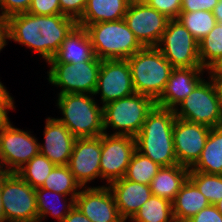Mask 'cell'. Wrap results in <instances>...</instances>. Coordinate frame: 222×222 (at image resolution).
Here are the masks:
<instances>
[{"label": "cell", "instance_id": "1", "mask_svg": "<svg viewBox=\"0 0 222 222\" xmlns=\"http://www.w3.org/2000/svg\"><path fill=\"white\" fill-rule=\"evenodd\" d=\"M8 39L25 45L51 61L77 22L62 14L34 15L28 12L7 18Z\"/></svg>", "mask_w": 222, "mask_h": 222}, {"label": "cell", "instance_id": "2", "mask_svg": "<svg viewBox=\"0 0 222 222\" xmlns=\"http://www.w3.org/2000/svg\"><path fill=\"white\" fill-rule=\"evenodd\" d=\"M174 110L157 105L135 136L136 150L161 167L178 164L173 143Z\"/></svg>", "mask_w": 222, "mask_h": 222}, {"label": "cell", "instance_id": "3", "mask_svg": "<svg viewBox=\"0 0 222 222\" xmlns=\"http://www.w3.org/2000/svg\"><path fill=\"white\" fill-rule=\"evenodd\" d=\"M135 93L155 102L165 90L173 66L157 47H143L127 59Z\"/></svg>", "mask_w": 222, "mask_h": 222}, {"label": "cell", "instance_id": "4", "mask_svg": "<svg viewBox=\"0 0 222 222\" xmlns=\"http://www.w3.org/2000/svg\"><path fill=\"white\" fill-rule=\"evenodd\" d=\"M57 105L64 115L57 120L64 124L75 138L98 137L106 132L103 127V107L97 106L91 95H58Z\"/></svg>", "mask_w": 222, "mask_h": 222}, {"label": "cell", "instance_id": "5", "mask_svg": "<svg viewBox=\"0 0 222 222\" xmlns=\"http://www.w3.org/2000/svg\"><path fill=\"white\" fill-rule=\"evenodd\" d=\"M85 29L100 60H127L143 48L124 19L90 24Z\"/></svg>", "mask_w": 222, "mask_h": 222}, {"label": "cell", "instance_id": "6", "mask_svg": "<svg viewBox=\"0 0 222 222\" xmlns=\"http://www.w3.org/2000/svg\"><path fill=\"white\" fill-rule=\"evenodd\" d=\"M211 82L202 80L175 109L179 119L202 124L210 128L222 126V95L218 82L210 75Z\"/></svg>", "mask_w": 222, "mask_h": 222}, {"label": "cell", "instance_id": "7", "mask_svg": "<svg viewBox=\"0 0 222 222\" xmlns=\"http://www.w3.org/2000/svg\"><path fill=\"white\" fill-rule=\"evenodd\" d=\"M155 105L152 98L138 93L107 103L102 106L104 131L111 126L116 130L113 135L135 137Z\"/></svg>", "mask_w": 222, "mask_h": 222}, {"label": "cell", "instance_id": "8", "mask_svg": "<svg viewBox=\"0 0 222 222\" xmlns=\"http://www.w3.org/2000/svg\"><path fill=\"white\" fill-rule=\"evenodd\" d=\"M1 198L5 222H38L35 188L16 172L1 178Z\"/></svg>", "mask_w": 222, "mask_h": 222}, {"label": "cell", "instance_id": "9", "mask_svg": "<svg viewBox=\"0 0 222 222\" xmlns=\"http://www.w3.org/2000/svg\"><path fill=\"white\" fill-rule=\"evenodd\" d=\"M101 63L102 60L98 57L74 64L48 62L51 65V69L48 72L47 79L49 83L62 87L58 95L71 93L94 95Z\"/></svg>", "mask_w": 222, "mask_h": 222}, {"label": "cell", "instance_id": "10", "mask_svg": "<svg viewBox=\"0 0 222 222\" xmlns=\"http://www.w3.org/2000/svg\"><path fill=\"white\" fill-rule=\"evenodd\" d=\"M156 47L173 68L202 67L198 41L178 19H169Z\"/></svg>", "mask_w": 222, "mask_h": 222}, {"label": "cell", "instance_id": "11", "mask_svg": "<svg viewBox=\"0 0 222 222\" xmlns=\"http://www.w3.org/2000/svg\"><path fill=\"white\" fill-rule=\"evenodd\" d=\"M39 145L27 131L13 127L9 118L0 125V163L7 165L5 172H17L40 153Z\"/></svg>", "mask_w": 222, "mask_h": 222}, {"label": "cell", "instance_id": "12", "mask_svg": "<svg viewBox=\"0 0 222 222\" xmlns=\"http://www.w3.org/2000/svg\"><path fill=\"white\" fill-rule=\"evenodd\" d=\"M124 21L143 47H156L169 19L143 0H131Z\"/></svg>", "mask_w": 222, "mask_h": 222}, {"label": "cell", "instance_id": "13", "mask_svg": "<svg viewBox=\"0 0 222 222\" xmlns=\"http://www.w3.org/2000/svg\"><path fill=\"white\" fill-rule=\"evenodd\" d=\"M136 150L135 137L129 135H101V178L111 182L124 177L131 157Z\"/></svg>", "mask_w": 222, "mask_h": 222}, {"label": "cell", "instance_id": "14", "mask_svg": "<svg viewBox=\"0 0 222 222\" xmlns=\"http://www.w3.org/2000/svg\"><path fill=\"white\" fill-rule=\"evenodd\" d=\"M101 93L102 106L135 93L127 60H102L94 95Z\"/></svg>", "mask_w": 222, "mask_h": 222}, {"label": "cell", "instance_id": "15", "mask_svg": "<svg viewBox=\"0 0 222 222\" xmlns=\"http://www.w3.org/2000/svg\"><path fill=\"white\" fill-rule=\"evenodd\" d=\"M210 127L176 117L173 143L178 164L191 168L199 159L210 133Z\"/></svg>", "mask_w": 222, "mask_h": 222}, {"label": "cell", "instance_id": "16", "mask_svg": "<svg viewBox=\"0 0 222 222\" xmlns=\"http://www.w3.org/2000/svg\"><path fill=\"white\" fill-rule=\"evenodd\" d=\"M101 135L76 138L68 167L81 188L95 178H101Z\"/></svg>", "mask_w": 222, "mask_h": 222}, {"label": "cell", "instance_id": "17", "mask_svg": "<svg viewBox=\"0 0 222 222\" xmlns=\"http://www.w3.org/2000/svg\"><path fill=\"white\" fill-rule=\"evenodd\" d=\"M75 205L92 222H125L108 186L85 187L76 196Z\"/></svg>", "mask_w": 222, "mask_h": 222}, {"label": "cell", "instance_id": "18", "mask_svg": "<svg viewBox=\"0 0 222 222\" xmlns=\"http://www.w3.org/2000/svg\"><path fill=\"white\" fill-rule=\"evenodd\" d=\"M203 67L173 68L166 84L165 90L156 105L170 110L176 107L194 90L203 80L200 74L204 72Z\"/></svg>", "mask_w": 222, "mask_h": 222}, {"label": "cell", "instance_id": "19", "mask_svg": "<svg viewBox=\"0 0 222 222\" xmlns=\"http://www.w3.org/2000/svg\"><path fill=\"white\" fill-rule=\"evenodd\" d=\"M45 143L39 145L40 153L55 165H68L76 138L57 118L46 119Z\"/></svg>", "mask_w": 222, "mask_h": 222}, {"label": "cell", "instance_id": "20", "mask_svg": "<svg viewBox=\"0 0 222 222\" xmlns=\"http://www.w3.org/2000/svg\"><path fill=\"white\" fill-rule=\"evenodd\" d=\"M109 185L119 214L125 221L128 218L131 219L153 195L149 185L135 183L124 177L111 182Z\"/></svg>", "mask_w": 222, "mask_h": 222}, {"label": "cell", "instance_id": "21", "mask_svg": "<svg viewBox=\"0 0 222 222\" xmlns=\"http://www.w3.org/2000/svg\"><path fill=\"white\" fill-rule=\"evenodd\" d=\"M95 57L87 30L77 25L63 41L55 57L49 62L74 64L93 60Z\"/></svg>", "mask_w": 222, "mask_h": 222}, {"label": "cell", "instance_id": "22", "mask_svg": "<svg viewBox=\"0 0 222 222\" xmlns=\"http://www.w3.org/2000/svg\"><path fill=\"white\" fill-rule=\"evenodd\" d=\"M131 0H87L85 10L77 25L86 28L98 22L124 19Z\"/></svg>", "mask_w": 222, "mask_h": 222}, {"label": "cell", "instance_id": "23", "mask_svg": "<svg viewBox=\"0 0 222 222\" xmlns=\"http://www.w3.org/2000/svg\"><path fill=\"white\" fill-rule=\"evenodd\" d=\"M189 170L179 164L161 167L150 184L152 194L173 202L188 179Z\"/></svg>", "mask_w": 222, "mask_h": 222}, {"label": "cell", "instance_id": "24", "mask_svg": "<svg viewBox=\"0 0 222 222\" xmlns=\"http://www.w3.org/2000/svg\"><path fill=\"white\" fill-rule=\"evenodd\" d=\"M210 205L208 199L188 178L172 202L173 216L177 221H188L203 208Z\"/></svg>", "mask_w": 222, "mask_h": 222}, {"label": "cell", "instance_id": "25", "mask_svg": "<svg viewBox=\"0 0 222 222\" xmlns=\"http://www.w3.org/2000/svg\"><path fill=\"white\" fill-rule=\"evenodd\" d=\"M189 171L222 175V126L210 129L200 157Z\"/></svg>", "mask_w": 222, "mask_h": 222}, {"label": "cell", "instance_id": "26", "mask_svg": "<svg viewBox=\"0 0 222 222\" xmlns=\"http://www.w3.org/2000/svg\"><path fill=\"white\" fill-rule=\"evenodd\" d=\"M134 222H173L172 202L152 195L130 219Z\"/></svg>", "mask_w": 222, "mask_h": 222}, {"label": "cell", "instance_id": "27", "mask_svg": "<svg viewBox=\"0 0 222 222\" xmlns=\"http://www.w3.org/2000/svg\"><path fill=\"white\" fill-rule=\"evenodd\" d=\"M198 45L200 63L209 71L222 59V23L217 22Z\"/></svg>", "mask_w": 222, "mask_h": 222}, {"label": "cell", "instance_id": "28", "mask_svg": "<svg viewBox=\"0 0 222 222\" xmlns=\"http://www.w3.org/2000/svg\"><path fill=\"white\" fill-rule=\"evenodd\" d=\"M41 188L67 196L72 194L70 197L75 199L79 194L77 189H81V186L76 182L67 165H56L45 179Z\"/></svg>", "mask_w": 222, "mask_h": 222}, {"label": "cell", "instance_id": "29", "mask_svg": "<svg viewBox=\"0 0 222 222\" xmlns=\"http://www.w3.org/2000/svg\"><path fill=\"white\" fill-rule=\"evenodd\" d=\"M160 168L161 166L153 162L149 157L135 150L127 167L124 178L135 183L150 186L154 176L157 174Z\"/></svg>", "mask_w": 222, "mask_h": 222}, {"label": "cell", "instance_id": "30", "mask_svg": "<svg viewBox=\"0 0 222 222\" xmlns=\"http://www.w3.org/2000/svg\"><path fill=\"white\" fill-rule=\"evenodd\" d=\"M199 42L216 25V19L211 11L180 12L177 18Z\"/></svg>", "mask_w": 222, "mask_h": 222}, {"label": "cell", "instance_id": "31", "mask_svg": "<svg viewBox=\"0 0 222 222\" xmlns=\"http://www.w3.org/2000/svg\"><path fill=\"white\" fill-rule=\"evenodd\" d=\"M56 165L39 153L16 173L33 188L41 187Z\"/></svg>", "mask_w": 222, "mask_h": 222}, {"label": "cell", "instance_id": "32", "mask_svg": "<svg viewBox=\"0 0 222 222\" xmlns=\"http://www.w3.org/2000/svg\"><path fill=\"white\" fill-rule=\"evenodd\" d=\"M35 195H36V204H37V211H38V222H40L44 217H46L49 214L55 217L56 219H58L59 222H62L65 216L75 206V199L70 198L71 200L68 202V204H65L67 201L65 196L67 195L53 192V191H50L41 187L35 188ZM48 195H54L56 197L58 196L60 198L62 197L65 199L64 205H61L63 206L62 209L64 212L60 211L59 209L55 208V206L50 204L51 198L47 200L49 197ZM58 201L60 202V199Z\"/></svg>", "mask_w": 222, "mask_h": 222}, {"label": "cell", "instance_id": "33", "mask_svg": "<svg viewBox=\"0 0 222 222\" xmlns=\"http://www.w3.org/2000/svg\"><path fill=\"white\" fill-rule=\"evenodd\" d=\"M188 178L197 186L210 204L215 205L222 199V175L189 171Z\"/></svg>", "mask_w": 222, "mask_h": 222}, {"label": "cell", "instance_id": "34", "mask_svg": "<svg viewBox=\"0 0 222 222\" xmlns=\"http://www.w3.org/2000/svg\"><path fill=\"white\" fill-rule=\"evenodd\" d=\"M151 8L164 14L168 19H177L182 5V0H143Z\"/></svg>", "mask_w": 222, "mask_h": 222}, {"label": "cell", "instance_id": "35", "mask_svg": "<svg viewBox=\"0 0 222 222\" xmlns=\"http://www.w3.org/2000/svg\"><path fill=\"white\" fill-rule=\"evenodd\" d=\"M28 13L34 15L61 14L59 0H31Z\"/></svg>", "mask_w": 222, "mask_h": 222}, {"label": "cell", "instance_id": "36", "mask_svg": "<svg viewBox=\"0 0 222 222\" xmlns=\"http://www.w3.org/2000/svg\"><path fill=\"white\" fill-rule=\"evenodd\" d=\"M31 0H0L1 17L5 19L10 16L28 12Z\"/></svg>", "mask_w": 222, "mask_h": 222}, {"label": "cell", "instance_id": "37", "mask_svg": "<svg viewBox=\"0 0 222 222\" xmlns=\"http://www.w3.org/2000/svg\"><path fill=\"white\" fill-rule=\"evenodd\" d=\"M59 2L61 14L76 22L81 18L87 4V0H59Z\"/></svg>", "mask_w": 222, "mask_h": 222}, {"label": "cell", "instance_id": "38", "mask_svg": "<svg viewBox=\"0 0 222 222\" xmlns=\"http://www.w3.org/2000/svg\"><path fill=\"white\" fill-rule=\"evenodd\" d=\"M219 0H182L180 12H194V11H211L217 5Z\"/></svg>", "mask_w": 222, "mask_h": 222}, {"label": "cell", "instance_id": "39", "mask_svg": "<svg viewBox=\"0 0 222 222\" xmlns=\"http://www.w3.org/2000/svg\"><path fill=\"white\" fill-rule=\"evenodd\" d=\"M188 222H222V215L215 205L210 204L189 219Z\"/></svg>", "mask_w": 222, "mask_h": 222}, {"label": "cell", "instance_id": "40", "mask_svg": "<svg viewBox=\"0 0 222 222\" xmlns=\"http://www.w3.org/2000/svg\"><path fill=\"white\" fill-rule=\"evenodd\" d=\"M62 222H92L88 219L80 209L75 205L70 212L65 216Z\"/></svg>", "mask_w": 222, "mask_h": 222}, {"label": "cell", "instance_id": "41", "mask_svg": "<svg viewBox=\"0 0 222 222\" xmlns=\"http://www.w3.org/2000/svg\"><path fill=\"white\" fill-rule=\"evenodd\" d=\"M0 105L6 111H8L9 109H15L13 98L9 95V92L6 90V88L1 82H0Z\"/></svg>", "mask_w": 222, "mask_h": 222}, {"label": "cell", "instance_id": "42", "mask_svg": "<svg viewBox=\"0 0 222 222\" xmlns=\"http://www.w3.org/2000/svg\"><path fill=\"white\" fill-rule=\"evenodd\" d=\"M6 39H8V23L7 19L0 16V51L6 45Z\"/></svg>", "mask_w": 222, "mask_h": 222}, {"label": "cell", "instance_id": "43", "mask_svg": "<svg viewBox=\"0 0 222 222\" xmlns=\"http://www.w3.org/2000/svg\"><path fill=\"white\" fill-rule=\"evenodd\" d=\"M214 79H222V59L209 71Z\"/></svg>", "mask_w": 222, "mask_h": 222}, {"label": "cell", "instance_id": "44", "mask_svg": "<svg viewBox=\"0 0 222 222\" xmlns=\"http://www.w3.org/2000/svg\"><path fill=\"white\" fill-rule=\"evenodd\" d=\"M213 15L216 22L222 23V0H219L217 5L214 7Z\"/></svg>", "mask_w": 222, "mask_h": 222}, {"label": "cell", "instance_id": "45", "mask_svg": "<svg viewBox=\"0 0 222 222\" xmlns=\"http://www.w3.org/2000/svg\"><path fill=\"white\" fill-rule=\"evenodd\" d=\"M2 198H1V180H0V222H5V215L2 205Z\"/></svg>", "mask_w": 222, "mask_h": 222}, {"label": "cell", "instance_id": "46", "mask_svg": "<svg viewBox=\"0 0 222 222\" xmlns=\"http://www.w3.org/2000/svg\"><path fill=\"white\" fill-rule=\"evenodd\" d=\"M7 111L0 105V125L8 118Z\"/></svg>", "mask_w": 222, "mask_h": 222}, {"label": "cell", "instance_id": "47", "mask_svg": "<svg viewBox=\"0 0 222 222\" xmlns=\"http://www.w3.org/2000/svg\"><path fill=\"white\" fill-rule=\"evenodd\" d=\"M215 206L217 207L219 213L222 215V199L218 201Z\"/></svg>", "mask_w": 222, "mask_h": 222}, {"label": "cell", "instance_id": "48", "mask_svg": "<svg viewBox=\"0 0 222 222\" xmlns=\"http://www.w3.org/2000/svg\"><path fill=\"white\" fill-rule=\"evenodd\" d=\"M5 173H6V172H5L3 166H2L1 163H0V180H1V178L3 177V175H4Z\"/></svg>", "mask_w": 222, "mask_h": 222}, {"label": "cell", "instance_id": "49", "mask_svg": "<svg viewBox=\"0 0 222 222\" xmlns=\"http://www.w3.org/2000/svg\"><path fill=\"white\" fill-rule=\"evenodd\" d=\"M218 84H219V87H220V90H221V95H222V79H215Z\"/></svg>", "mask_w": 222, "mask_h": 222}, {"label": "cell", "instance_id": "50", "mask_svg": "<svg viewBox=\"0 0 222 222\" xmlns=\"http://www.w3.org/2000/svg\"><path fill=\"white\" fill-rule=\"evenodd\" d=\"M173 222H188V221H177V220H174Z\"/></svg>", "mask_w": 222, "mask_h": 222}]
</instances>
